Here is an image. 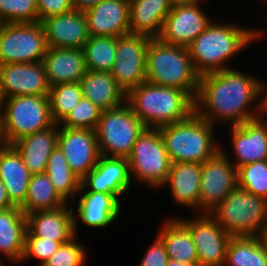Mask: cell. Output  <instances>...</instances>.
<instances>
[{"instance_id":"obj_36","label":"cell","mask_w":267,"mask_h":266,"mask_svg":"<svg viewBox=\"0 0 267 266\" xmlns=\"http://www.w3.org/2000/svg\"><path fill=\"white\" fill-rule=\"evenodd\" d=\"M237 186L267 201V160L237 168Z\"/></svg>"},{"instance_id":"obj_22","label":"cell","mask_w":267,"mask_h":266,"mask_svg":"<svg viewBox=\"0 0 267 266\" xmlns=\"http://www.w3.org/2000/svg\"><path fill=\"white\" fill-rule=\"evenodd\" d=\"M43 64L50 87L80 82L87 72L83 49L48 47Z\"/></svg>"},{"instance_id":"obj_7","label":"cell","mask_w":267,"mask_h":266,"mask_svg":"<svg viewBox=\"0 0 267 266\" xmlns=\"http://www.w3.org/2000/svg\"><path fill=\"white\" fill-rule=\"evenodd\" d=\"M231 236H258L267 224V201L238 186L209 213Z\"/></svg>"},{"instance_id":"obj_37","label":"cell","mask_w":267,"mask_h":266,"mask_svg":"<svg viewBox=\"0 0 267 266\" xmlns=\"http://www.w3.org/2000/svg\"><path fill=\"white\" fill-rule=\"evenodd\" d=\"M34 22H39L37 0H0V24Z\"/></svg>"},{"instance_id":"obj_38","label":"cell","mask_w":267,"mask_h":266,"mask_svg":"<svg viewBox=\"0 0 267 266\" xmlns=\"http://www.w3.org/2000/svg\"><path fill=\"white\" fill-rule=\"evenodd\" d=\"M102 112L103 110L89 99L82 97L72 111L59 123V126L95 130Z\"/></svg>"},{"instance_id":"obj_9","label":"cell","mask_w":267,"mask_h":266,"mask_svg":"<svg viewBox=\"0 0 267 266\" xmlns=\"http://www.w3.org/2000/svg\"><path fill=\"white\" fill-rule=\"evenodd\" d=\"M127 160L130 176L150 187H164L172 162L159 128H145L138 135Z\"/></svg>"},{"instance_id":"obj_5","label":"cell","mask_w":267,"mask_h":266,"mask_svg":"<svg viewBox=\"0 0 267 266\" xmlns=\"http://www.w3.org/2000/svg\"><path fill=\"white\" fill-rule=\"evenodd\" d=\"M214 126L195 112L180 122L159 128L172 163L203 164L220 150Z\"/></svg>"},{"instance_id":"obj_35","label":"cell","mask_w":267,"mask_h":266,"mask_svg":"<svg viewBox=\"0 0 267 266\" xmlns=\"http://www.w3.org/2000/svg\"><path fill=\"white\" fill-rule=\"evenodd\" d=\"M50 113L54 123L59 124L82 99L80 82H68L50 87Z\"/></svg>"},{"instance_id":"obj_48","label":"cell","mask_w":267,"mask_h":266,"mask_svg":"<svg viewBox=\"0 0 267 266\" xmlns=\"http://www.w3.org/2000/svg\"><path fill=\"white\" fill-rule=\"evenodd\" d=\"M267 87H265V83H263V93H265V95L263 94V114H265V116L267 115Z\"/></svg>"},{"instance_id":"obj_31","label":"cell","mask_w":267,"mask_h":266,"mask_svg":"<svg viewBox=\"0 0 267 266\" xmlns=\"http://www.w3.org/2000/svg\"><path fill=\"white\" fill-rule=\"evenodd\" d=\"M67 203L56 191L46 173L32 174L24 204L20 207L27 215L39 210H53Z\"/></svg>"},{"instance_id":"obj_30","label":"cell","mask_w":267,"mask_h":266,"mask_svg":"<svg viewBox=\"0 0 267 266\" xmlns=\"http://www.w3.org/2000/svg\"><path fill=\"white\" fill-rule=\"evenodd\" d=\"M169 259L186 263H198L196 248L188 228L179 218H169L158 233Z\"/></svg>"},{"instance_id":"obj_44","label":"cell","mask_w":267,"mask_h":266,"mask_svg":"<svg viewBox=\"0 0 267 266\" xmlns=\"http://www.w3.org/2000/svg\"><path fill=\"white\" fill-rule=\"evenodd\" d=\"M101 0H71L74 9L84 12L98 4Z\"/></svg>"},{"instance_id":"obj_16","label":"cell","mask_w":267,"mask_h":266,"mask_svg":"<svg viewBox=\"0 0 267 266\" xmlns=\"http://www.w3.org/2000/svg\"><path fill=\"white\" fill-rule=\"evenodd\" d=\"M0 78L6 98L49 94L50 86L43 61L0 65Z\"/></svg>"},{"instance_id":"obj_4","label":"cell","mask_w":267,"mask_h":266,"mask_svg":"<svg viewBox=\"0 0 267 266\" xmlns=\"http://www.w3.org/2000/svg\"><path fill=\"white\" fill-rule=\"evenodd\" d=\"M147 82L174 87L196 97L200 75L196 72L188 47L166 44L151 38L146 53Z\"/></svg>"},{"instance_id":"obj_32","label":"cell","mask_w":267,"mask_h":266,"mask_svg":"<svg viewBox=\"0 0 267 266\" xmlns=\"http://www.w3.org/2000/svg\"><path fill=\"white\" fill-rule=\"evenodd\" d=\"M45 173L58 194L71 204L75 200V194L79 193L81 179L72 172L63 151L58 145L49 155Z\"/></svg>"},{"instance_id":"obj_8","label":"cell","mask_w":267,"mask_h":266,"mask_svg":"<svg viewBox=\"0 0 267 266\" xmlns=\"http://www.w3.org/2000/svg\"><path fill=\"white\" fill-rule=\"evenodd\" d=\"M145 128L127 103L104 110L95 129L100 155L128 158L138 135Z\"/></svg>"},{"instance_id":"obj_41","label":"cell","mask_w":267,"mask_h":266,"mask_svg":"<svg viewBox=\"0 0 267 266\" xmlns=\"http://www.w3.org/2000/svg\"><path fill=\"white\" fill-rule=\"evenodd\" d=\"M39 22L54 15L72 11L71 0H37Z\"/></svg>"},{"instance_id":"obj_39","label":"cell","mask_w":267,"mask_h":266,"mask_svg":"<svg viewBox=\"0 0 267 266\" xmlns=\"http://www.w3.org/2000/svg\"><path fill=\"white\" fill-rule=\"evenodd\" d=\"M75 238L77 236L61 244L42 266H84L87 259L86 248L77 243Z\"/></svg>"},{"instance_id":"obj_26","label":"cell","mask_w":267,"mask_h":266,"mask_svg":"<svg viewBox=\"0 0 267 266\" xmlns=\"http://www.w3.org/2000/svg\"><path fill=\"white\" fill-rule=\"evenodd\" d=\"M80 84L83 97L103 111L118 108L126 102L127 94L111 72L87 70Z\"/></svg>"},{"instance_id":"obj_40","label":"cell","mask_w":267,"mask_h":266,"mask_svg":"<svg viewBox=\"0 0 267 266\" xmlns=\"http://www.w3.org/2000/svg\"><path fill=\"white\" fill-rule=\"evenodd\" d=\"M66 242H56L46 238L35 237L28 229L25 236V249L22 260L37 258L42 266L51 255Z\"/></svg>"},{"instance_id":"obj_1","label":"cell","mask_w":267,"mask_h":266,"mask_svg":"<svg viewBox=\"0 0 267 266\" xmlns=\"http://www.w3.org/2000/svg\"><path fill=\"white\" fill-rule=\"evenodd\" d=\"M263 83L236 69L228 68L200 76L194 99L195 113L212 125L216 121L243 124L263 116ZM259 99V104L250 106Z\"/></svg>"},{"instance_id":"obj_11","label":"cell","mask_w":267,"mask_h":266,"mask_svg":"<svg viewBox=\"0 0 267 266\" xmlns=\"http://www.w3.org/2000/svg\"><path fill=\"white\" fill-rule=\"evenodd\" d=\"M151 38L141 33L130 32L117 38L111 74L126 94L147 80L146 53Z\"/></svg>"},{"instance_id":"obj_14","label":"cell","mask_w":267,"mask_h":266,"mask_svg":"<svg viewBox=\"0 0 267 266\" xmlns=\"http://www.w3.org/2000/svg\"><path fill=\"white\" fill-rule=\"evenodd\" d=\"M58 128V146L72 172L82 180L96 166L101 156L95 130Z\"/></svg>"},{"instance_id":"obj_49","label":"cell","mask_w":267,"mask_h":266,"mask_svg":"<svg viewBox=\"0 0 267 266\" xmlns=\"http://www.w3.org/2000/svg\"><path fill=\"white\" fill-rule=\"evenodd\" d=\"M5 99H6V97H5L4 92H3L2 82H1V78H0V111H1L2 105L4 104Z\"/></svg>"},{"instance_id":"obj_34","label":"cell","mask_w":267,"mask_h":266,"mask_svg":"<svg viewBox=\"0 0 267 266\" xmlns=\"http://www.w3.org/2000/svg\"><path fill=\"white\" fill-rule=\"evenodd\" d=\"M117 48V37L90 36L83 46L87 70L111 72Z\"/></svg>"},{"instance_id":"obj_19","label":"cell","mask_w":267,"mask_h":266,"mask_svg":"<svg viewBox=\"0 0 267 266\" xmlns=\"http://www.w3.org/2000/svg\"><path fill=\"white\" fill-rule=\"evenodd\" d=\"M231 142L236 168L267 160V119L264 115L243 124L231 126Z\"/></svg>"},{"instance_id":"obj_29","label":"cell","mask_w":267,"mask_h":266,"mask_svg":"<svg viewBox=\"0 0 267 266\" xmlns=\"http://www.w3.org/2000/svg\"><path fill=\"white\" fill-rule=\"evenodd\" d=\"M26 232L27 216L20 207L0 211V252L8 259L22 261Z\"/></svg>"},{"instance_id":"obj_24","label":"cell","mask_w":267,"mask_h":266,"mask_svg":"<svg viewBox=\"0 0 267 266\" xmlns=\"http://www.w3.org/2000/svg\"><path fill=\"white\" fill-rule=\"evenodd\" d=\"M59 124L28 134L11 144L32 174L45 173L48 158L58 145Z\"/></svg>"},{"instance_id":"obj_21","label":"cell","mask_w":267,"mask_h":266,"mask_svg":"<svg viewBox=\"0 0 267 266\" xmlns=\"http://www.w3.org/2000/svg\"><path fill=\"white\" fill-rule=\"evenodd\" d=\"M74 208L64 205L53 210L27 214V229L35 236L56 242H68L75 237Z\"/></svg>"},{"instance_id":"obj_17","label":"cell","mask_w":267,"mask_h":266,"mask_svg":"<svg viewBox=\"0 0 267 266\" xmlns=\"http://www.w3.org/2000/svg\"><path fill=\"white\" fill-rule=\"evenodd\" d=\"M133 176H130L127 158L100 156L96 166L81 180L79 192L94 191L120 196L130 189Z\"/></svg>"},{"instance_id":"obj_46","label":"cell","mask_w":267,"mask_h":266,"mask_svg":"<svg viewBox=\"0 0 267 266\" xmlns=\"http://www.w3.org/2000/svg\"><path fill=\"white\" fill-rule=\"evenodd\" d=\"M167 266H199L198 263H186V262H180L174 259H169Z\"/></svg>"},{"instance_id":"obj_47","label":"cell","mask_w":267,"mask_h":266,"mask_svg":"<svg viewBox=\"0 0 267 266\" xmlns=\"http://www.w3.org/2000/svg\"><path fill=\"white\" fill-rule=\"evenodd\" d=\"M258 237L260 238V241L262 245L264 246L266 253H267V224L263 228V230L259 233Z\"/></svg>"},{"instance_id":"obj_25","label":"cell","mask_w":267,"mask_h":266,"mask_svg":"<svg viewBox=\"0 0 267 266\" xmlns=\"http://www.w3.org/2000/svg\"><path fill=\"white\" fill-rule=\"evenodd\" d=\"M32 173L12 145L0 144V179L11 202L21 207L25 202Z\"/></svg>"},{"instance_id":"obj_2","label":"cell","mask_w":267,"mask_h":266,"mask_svg":"<svg viewBox=\"0 0 267 266\" xmlns=\"http://www.w3.org/2000/svg\"><path fill=\"white\" fill-rule=\"evenodd\" d=\"M237 24L211 22L188 46L196 72L202 76L228 69L225 63L250 43L265 34L262 30L238 27Z\"/></svg>"},{"instance_id":"obj_3","label":"cell","mask_w":267,"mask_h":266,"mask_svg":"<svg viewBox=\"0 0 267 266\" xmlns=\"http://www.w3.org/2000/svg\"><path fill=\"white\" fill-rule=\"evenodd\" d=\"M126 103L146 128L180 122L195 112L194 98L188 92L147 81L127 93Z\"/></svg>"},{"instance_id":"obj_23","label":"cell","mask_w":267,"mask_h":266,"mask_svg":"<svg viewBox=\"0 0 267 266\" xmlns=\"http://www.w3.org/2000/svg\"><path fill=\"white\" fill-rule=\"evenodd\" d=\"M120 200L114 194L85 191L77 202L78 213L74 214L75 236L78 233V219L87 226L96 228L106 227L118 219Z\"/></svg>"},{"instance_id":"obj_45","label":"cell","mask_w":267,"mask_h":266,"mask_svg":"<svg viewBox=\"0 0 267 266\" xmlns=\"http://www.w3.org/2000/svg\"><path fill=\"white\" fill-rule=\"evenodd\" d=\"M202 0H170L173 7L184 6V5H195L200 3Z\"/></svg>"},{"instance_id":"obj_6","label":"cell","mask_w":267,"mask_h":266,"mask_svg":"<svg viewBox=\"0 0 267 266\" xmlns=\"http://www.w3.org/2000/svg\"><path fill=\"white\" fill-rule=\"evenodd\" d=\"M54 124L48 95L6 98L0 111V141L11 145Z\"/></svg>"},{"instance_id":"obj_18","label":"cell","mask_w":267,"mask_h":266,"mask_svg":"<svg viewBox=\"0 0 267 266\" xmlns=\"http://www.w3.org/2000/svg\"><path fill=\"white\" fill-rule=\"evenodd\" d=\"M48 47L82 49L90 38L84 12L73 9L40 22Z\"/></svg>"},{"instance_id":"obj_12","label":"cell","mask_w":267,"mask_h":266,"mask_svg":"<svg viewBox=\"0 0 267 266\" xmlns=\"http://www.w3.org/2000/svg\"><path fill=\"white\" fill-rule=\"evenodd\" d=\"M220 150L202 164L198 210L210 213L236 187L237 168Z\"/></svg>"},{"instance_id":"obj_20","label":"cell","mask_w":267,"mask_h":266,"mask_svg":"<svg viewBox=\"0 0 267 266\" xmlns=\"http://www.w3.org/2000/svg\"><path fill=\"white\" fill-rule=\"evenodd\" d=\"M84 14L90 36L118 38L130 32L129 0H101Z\"/></svg>"},{"instance_id":"obj_27","label":"cell","mask_w":267,"mask_h":266,"mask_svg":"<svg viewBox=\"0 0 267 266\" xmlns=\"http://www.w3.org/2000/svg\"><path fill=\"white\" fill-rule=\"evenodd\" d=\"M202 164L172 163L164 186H170L171 196L179 205L198 209ZM167 184V185H166Z\"/></svg>"},{"instance_id":"obj_42","label":"cell","mask_w":267,"mask_h":266,"mask_svg":"<svg viewBox=\"0 0 267 266\" xmlns=\"http://www.w3.org/2000/svg\"><path fill=\"white\" fill-rule=\"evenodd\" d=\"M169 257L162 240L157 236L153 244L145 252L140 266H167Z\"/></svg>"},{"instance_id":"obj_10","label":"cell","mask_w":267,"mask_h":266,"mask_svg":"<svg viewBox=\"0 0 267 266\" xmlns=\"http://www.w3.org/2000/svg\"><path fill=\"white\" fill-rule=\"evenodd\" d=\"M47 49L40 22L0 24V65L41 62Z\"/></svg>"},{"instance_id":"obj_13","label":"cell","mask_w":267,"mask_h":266,"mask_svg":"<svg viewBox=\"0 0 267 266\" xmlns=\"http://www.w3.org/2000/svg\"><path fill=\"white\" fill-rule=\"evenodd\" d=\"M194 220H179L188 228L196 248L199 266H223L231 236L209 214Z\"/></svg>"},{"instance_id":"obj_28","label":"cell","mask_w":267,"mask_h":266,"mask_svg":"<svg viewBox=\"0 0 267 266\" xmlns=\"http://www.w3.org/2000/svg\"><path fill=\"white\" fill-rule=\"evenodd\" d=\"M172 7L170 0H129L130 33L158 37Z\"/></svg>"},{"instance_id":"obj_15","label":"cell","mask_w":267,"mask_h":266,"mask_svg":"<svg viewBox=\"0 0 267 266\" xmlns=\"http://www.w3.org/2000/svg\"><path fill=\"white\" fill-rule=\"evenodd\" d=\"M210 23L199 3L172 7L158 38L166 44L188 47Z\"/></svg>"},{"instance_id":"obj_33","label":"cell","mask_w":267,"mask_h":266,"mask_svg":"<svg viewBox=\"0 0 267 266\" xmlns=\"http://www.w3.org/2000/svg\"><path fill=\"white\" fill-rule=\"evenodd\" d=\"M267 266V253L258 236L231 237L224 266Z\"/></svg>"},{"instance_id":"obj_43","label":"cell","mask_w":267,"mask_h":266,"mask_svg":"<svg viewBox=\"0 0 267 266\" xmlns=\"http://www.w3.org/2000/svg\"><path fill=\"white\" fill-rule=\"evenodd\" d=\"M15 206L8 197L6 187L0 179V211H4Z\"/></svg>"}]
</instances>
